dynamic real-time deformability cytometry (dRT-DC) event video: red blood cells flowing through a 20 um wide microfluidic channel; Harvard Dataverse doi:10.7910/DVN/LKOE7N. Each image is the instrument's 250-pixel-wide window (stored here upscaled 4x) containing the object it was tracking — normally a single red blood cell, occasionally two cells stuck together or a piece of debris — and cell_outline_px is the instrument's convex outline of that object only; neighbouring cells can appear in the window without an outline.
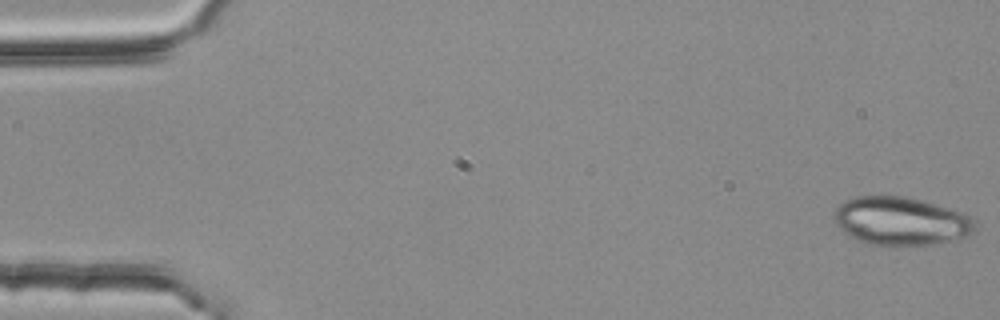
{"species": "common noctule bat (a hibernating species)", "species_latin": "Nyctalus noctula", "temperature_condition": "room temperature", "stored_images_in_passage": 54, "camera_frame_rate_fps": 3000, "um_per_image_px": 0.085, "animal": {"sex": "female", "body_mass_g": 25.1}, "frame": {"image": 1, "passage_image": 1, "time_ms": 0.0, "image_size_px": [1000, 320], "cell_outline_px": [[976, 228], [972, 232], [964, 236], [952, 240], [928, 244], [868, 244], [856, 240], [844, 232], [832, 220], [832, 212], [844, 200], [852, 196], [908, 196], [948, 208], [960, 212], [976, 220]], "centroid_in_image_um": [76.5, 18.76], "position_along_channel_um": 8.5, "area_um2": 39.42}}
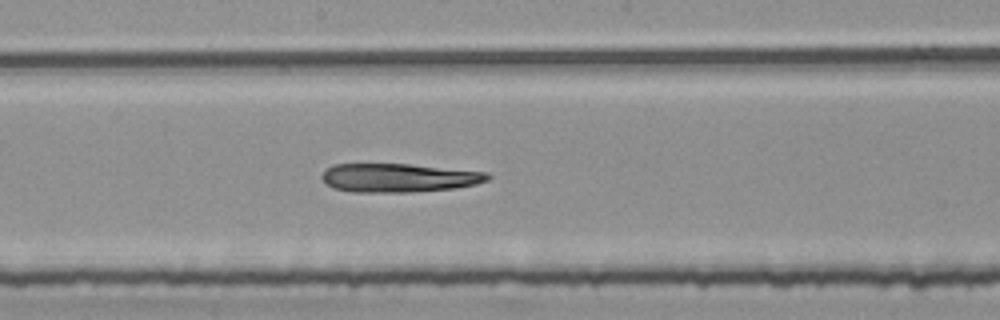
{"frame": {"image": 2, "passage_image": 29, "time_ms": 9.333, "image_size_px": [1000, 320], "cell_outline_px": [[492, 176], [488, 180], [476, 184], [456, 188], [408, 192], [352, 192], [332, 188], [324, 184], [320, 176], [332, 164], [408, 164], [488, 172]], "centroid_in_image_um": [33.87, 15.11], "position_along_channel_um": 214.3, "area_um2": 27.86}}
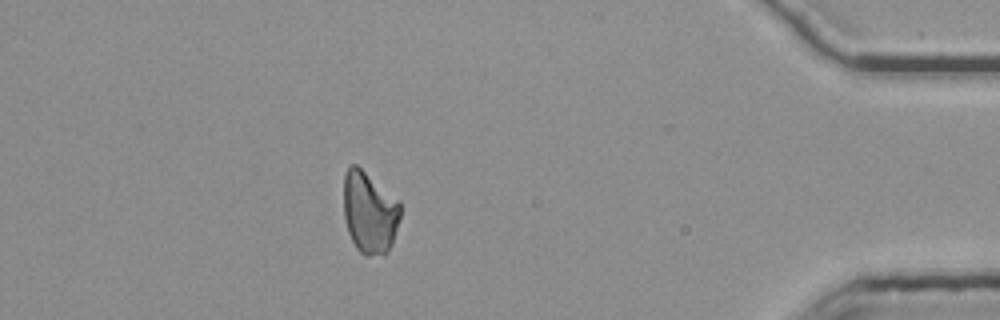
{"frame": {"image": 3, "passage_image": 48, "time_ms": 15.667, "image_size_px": [1000, 320], "cell_outline_px": [[400, 216], [392, 244], [388, 252], [384, 256], [364, 256], [356, 248], [348, 232], [344, 216], [344, 176], [348, 168], [352, 164], [356, 164], [400, 204]], "centroid_in_image_um": [31.39, 18.13], "position_along_channel_um": 403.8, "area_um2": 26.7}}